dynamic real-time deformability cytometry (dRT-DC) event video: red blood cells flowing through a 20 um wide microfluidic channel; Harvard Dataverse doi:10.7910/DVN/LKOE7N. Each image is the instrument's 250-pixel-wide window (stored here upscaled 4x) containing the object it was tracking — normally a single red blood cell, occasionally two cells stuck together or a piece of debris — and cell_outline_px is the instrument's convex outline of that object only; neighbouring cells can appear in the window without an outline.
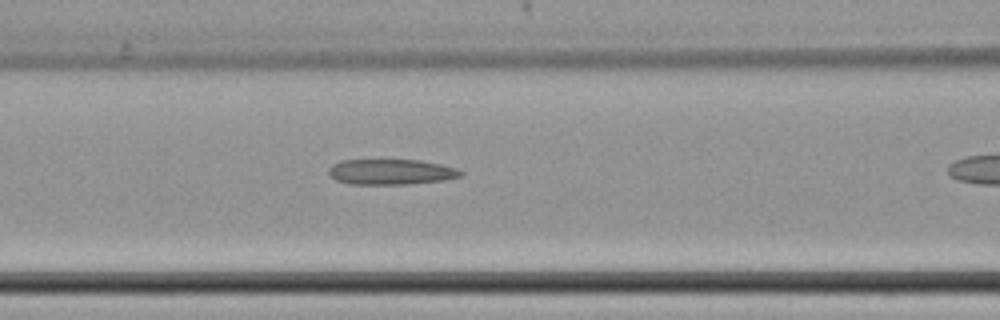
{"species": "common noctule bat (a hibernating species)", "species_latin": "Nyctalus noctula", "temperature_condition": "cold", "stored_images_in_passage": 19, "camera_frame_rate_fps": 3000, "um_per_image_px": 0.085, "animal": {"sex": "female", "body_mass_g": 22.7, "forearm_length_mm": 54.2}, "frame": {"image": 1, "passage_image": 11, "time_ms": 3.333, "image_size_px": [1000, 320], "cell_outline_px": [[464, 172], [460, 176], [444, 180], [408, 184], [352, 184], [336, 180], [328, 172], [328, 168], [332, 164], [340, 160], [420, 160], [440, 164], [456, 168]], "centroid_in_image_um": [33.22, 14.6], "position_along_channel_um": 133.4, "area_um2": 19.54}}
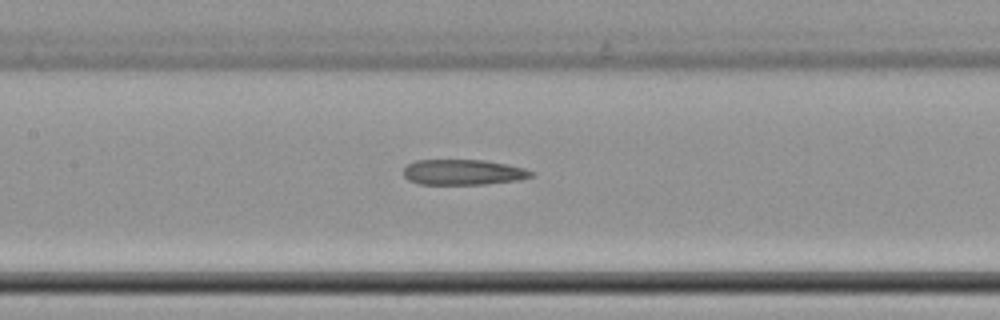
{"frame": {"image": 2, "passage_image": 14, "time_ms": 4.333, "image_size_px": [1000, 320], "cell_outline_px": [[536, 176], [520, 180], [484, 184], [420, 184], [408, 180], [404, 176], [404, 168], [408, 164], [416, 160], [484, 160], [508, 164], [524, 168], [536, 172]], "centroid_in_image_um": [39.43, 14.64], "position_along_channel_um": 168.0, "area_um2": 19.13}}